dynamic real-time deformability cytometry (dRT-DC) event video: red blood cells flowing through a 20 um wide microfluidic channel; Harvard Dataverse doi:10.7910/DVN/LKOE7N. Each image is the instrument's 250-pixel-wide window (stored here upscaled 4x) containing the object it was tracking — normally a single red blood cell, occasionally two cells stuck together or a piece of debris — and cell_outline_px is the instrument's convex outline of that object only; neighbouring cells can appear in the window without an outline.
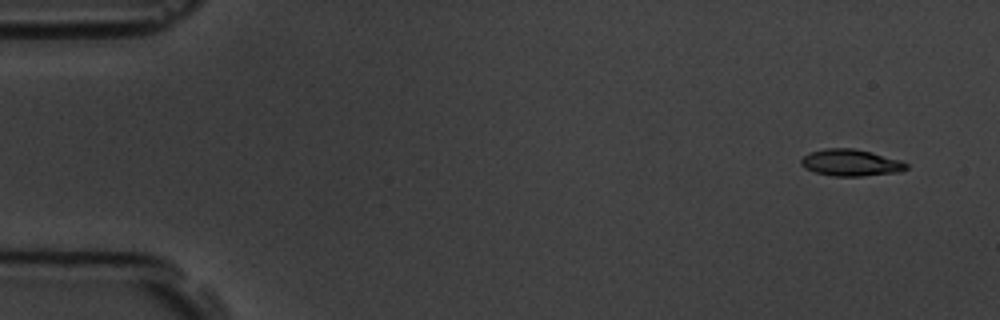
{"species": "common noctule bat (a hibernating species)", "species_latin": "Nyctalus noctula", "temperature_condition": "room temperature", "stored_images_in_passage": 6, "camera_frame_rate_fps": 3000, "um_per_image_px": 0.085, "animal": {"sex": "male", "body_mass_g": 19.5, "forearm_length_mm": 54.6}, "frame": {"image": 1, "passage_image": 1, "time_ms": 0.0, "image_size_px": [1000, 320], "cell_outline_px": [[908, 168], [900, 172], [860, 176], [832, 176], [816, 172], [804, 168], [800, 164], [800, 160], [808, 152], [824, 148], [852, 148], [872, 152], [900, 160], [908, 164]], "centroid_in_image_um": [72.3, 13.82], "position_along_channel_um": 12.7, "area_um2": 16.47}}
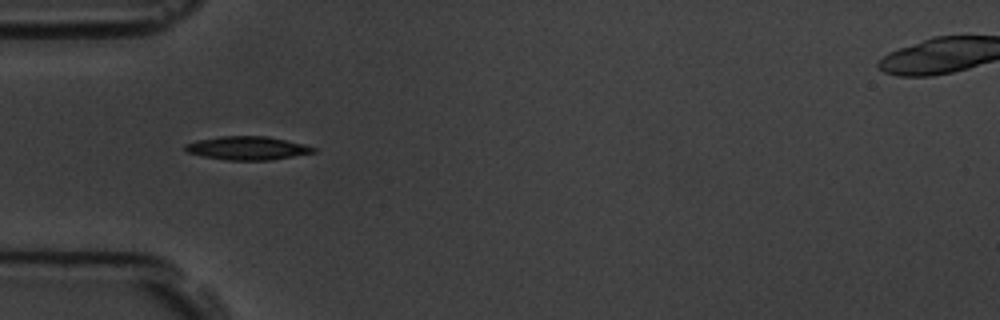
{"frame": {"image": 2, "passage_image": 5, "time_ms": 4.667, "image_size_px": [1000, 320], "cell_outline_px": [[316, 152], [272, 160], [228, 160], [204, 156], [184, 152], [184, 144], [196, 140], [220, 136], [268, 136], [304, 144], [316, 148]], "centroid_in_image_um": [21.0, 12.58], "position_along_channel_um": 64.0, "area_um2": 17.63}}
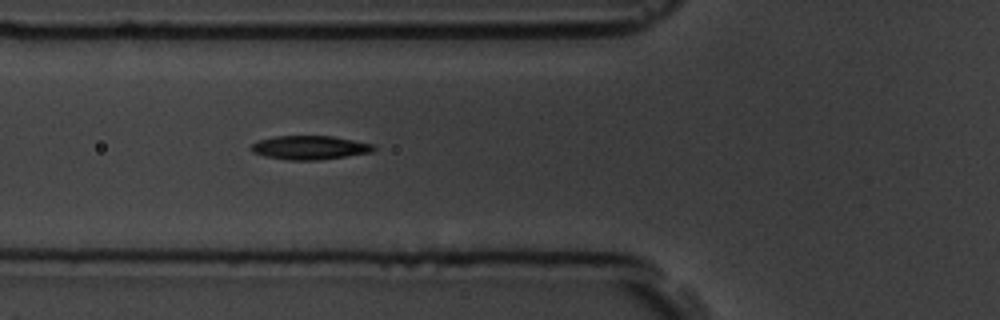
{"frame": {"image": 3, "passage_image": 6, "time_ms": 5.667, "image_size_px": [1000, 320], "cell_outline_px": [[376, 148], [372, 152], [320, 160], [288, 160], [264, 156], [252, 152], [252, 144], [256, 140], [276, 136], [332, 136], [376, 144]], "centroid_in_image_um": [26.35, 12.54], "position_along_channel_um": 99.5, "area_um2": 17.11}}